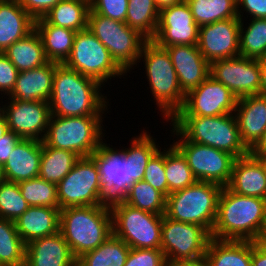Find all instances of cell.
<instances>
[{"instance_id": "obj_43", "label": "cell", "mask_w": 266, "mask_h": 266, "mask_svg": "<svg viewBox=\"0 0 266 266\" xmlns=\"http://www.w3.org/2000/svg\"><path fill=\"white\" fill-rule=\"evenodd\" d=\"M143 180L154 189L168 196V182L165 174V150H158L148 161Z\"/></svg>"}, {"instance_id": "obj_38", "label": "cell", "mask_w": 266, "mask_h": 266, "mask_svg": "<svg viewBox=\"0 0 266 266\" xmlns=\"http://www.w3.org/2000/svg\"><path fill=\"white\" fill-rule=\"evenodd\" d=\"M165 174L168 182V195L197 182L186 158L173 144L165 150Z\"/></svg>"}, {"instance_id": "obj_57", "label": "cell", "mask_w": 266, "mask_h": 266, "mask_svg": "<svg viewBox=\"0 0 266 266\" xmlns=\"http://www.w3.org/2000/svg\"><path fill=\"white\" fill-rule=\"evenodd\" d=\"M4 181L3 166L0 163V182Z\"/></svg>"}, {"instance_id": "obj_21", "label": "cell", "mask_w": 266, "mask_h": 266, "mask_svg": "<svg viewBox=\"0 0 266 266\" xmlns=\"http://www.w3.org/2000/svg\"><path fill=\"white\" fill-rule=\"evenodd\" d=\"M234 113L241 141L250 151L266 129V95L254 94L239 98Z\"/></svg>"}, {"instance_id": "obj_30", "label": "cell", "mask_w": 266, "mask_h": 266, "mask_svg": "<svg viewBox=\"0 0 266 266\" xmlns=\"http://www.w3.org/2000/svg\"><path fill=\"white\" fill-rule=\"evenodd\" d=\"M35 30L41 37L47 60L64 64L71 54L77 32L50 23H35Z\"/></svg>"}, {"instance_id": "obj_31", "label": "cell", "mask_w": 266, "mask_h": 266, "mask_svg": "<svg viewBox=\"0 0 266 266\" xmlns=\"http://www.w3.org/2000/svg\"><path fill=\"white\" fill-rule=\"evenodd\" d=\"M4 54L19 72L40 67L48 62L41 37L35 29L9 46Z\"/></svg>"}, {"instance_id": "obj_4", "label": "cell", "mask_w": 266, "mask_h": 266, "mask_svg": "<svg viewBox=\"0 0 266 266\" xmlns=\"http://www.w3.org/2000/svg\"><path fill=\"white\" fill-rule=\"evenodd\" d=\"M235 113L219 116H174V127L186 140L226 151L236 158L249 154L242 143Z\"/></svg>"}, {"instance_id": "obj_8", "label": "cell", "mask_w": 266, "mask_h": 266, "mask_svg": "<svg viewBox=\"0 0 266 266\" xmlns=\"http://www.w3.org/2000/svg\"><path fill=\"white\" fill-rule=\"evenodd\" d=\"M113 235L130 248H161L163 215L134 208L123 201L109 205Z\"/></svg>"}, {"instance_id": "obj_41", "label": "cell", "mask_w": 266, "mask_h": 266, "mask_svg": "<svg viewBox=\"0 0 266 266\" xmlns=\"http://www.w3.org/2000/svg\"><path fill=\"white\" fill-rule=\"evenodd\" d=\"M20 192L29 206L59 208L57 185L40 177L18 183Z\"/></svg>"}, {"instance_id": "obj_48", "label": "cell", "mask_w": 266, "mask_h": 266, "mask_svg": "<svg viewBox=\"0 0 266 266\" xmlns=\"http://www.w3.org/2000/svg\"><path fill=\"white\" fill-rule=\"evenodd\" d=\"M240 7H244L243 10H246V13H249L248 15H251V17L253 16L252 18H266V0H237L238 18L242 20L243 15L240 13L243 12L239 9Z\"/></svg>"}, {"instance_id": "obj_26", "label": "cell", "mask_w": 266, "mask_h": 266, "mask_svg": "<svg viewBox=\"0 0 266 266\" xmlns=\"http://www.w3.org/2000/svg\"><path fill=\"white\" fill-rule=\"evenodd\" d=\"M18 234L25 244L59 232L60 209L44 206H29L15 220Z\"/></svg>"}, {"instance_id": "obj_3", "label": "cell", "mask_w": 266, "mask_h": 266, "mask_svg": "<svg viewBox=\"0 0 266 266\" xmlns=\"http://www.w3.org/2000/svg\"><path fill=\"white\" fill-rule=\"evenodd\" d=\"M59 232L73 256L96 249L112 234V215L108 204L67 207L60 210Z\"/></svg>"}, {"instance_id": "obj_49", "label": "cell", "mask_w": 266, "mask_h": 266, "mask_svg": "<svg viewBox=\"0 0 266 266\" xmlns=\"http://www.w3.org/2000/svg\"><path fill=\"white\" fill-rule=\"evenodd\" d=\"M21 139L11 130L0 138V163L2 166L6 163L12 150Z\"/></svg>"}, {"instance_id": "obj_53", "label": "cell", "mask_w": 266, "mask_h": 266, "mask_svg": "<svg viewBox=\"0 0 266 266\" xmlns=\"http://www.w3.org/2000/svg\"><path fill=\"white\" fill-rule=\"evenodd\" d=\"M183 0H155L156 5L159 9L165 8L167 6H172L174 4H178Z\"/></svg>"}, {"instance_id": "obj_22", "label": "cell", "mask_w": 266, "mask_h": 266, "mask_svg": "<svg viewBox=\"0 0 266 266\" xmlns=\"http://www.w3.org/2000/svg\"><path fill=\"white\" fill-rule=\"evenodd\" d=\"M226 187L240 195L266 199L265 159L255 158L250 153L236 158Z\"/></svg>"}, {"instance_id": "obj_28", "label": "cell", "mask_w": 266, "mask_h": 266, "mask_svg": "<svg viewBox=\"0 0 266 266\" xmlns=\"http://www.w3.org/2000/svg\"><path fill=\"white\" fill-rule=\"evenodd\" d=\"M252 241L211 238L204 262L208 266H252Z\"/></svg>"}, {"instance_id": "obj_27", "label": "cell", "mask_w": 266, "mask_h": 266, "mask_svg": "<svg viewBox=\"0 0 266 266\" xmlns=\"http://www.w3.org/2000/svg\"><path fill=\"white\" fill-rule=\"evenodd\" d=\"M35 29V20L17 0H0V52Z\"/></svg>"}, {"instance_id": "obj_10", "label": "cell", "mask_w": 266, "mask_h": 266, "mask_svg": "<svg viewBox=\"0 0 266 266\" xmlns=\"http://www.w3.org/2000/svg\"><path fill=\"white\" fill-rule=\"evenodd\" d=\"M211 233L204 227L175 221L163 215L161 250L168 266L204 260Z\"/></svg>"}, {"instance_id": "obj_52", "label": "cell", "mask_w": 266, "mask_h": 266, "mask_svg": "<svg viewBox=\"0 0 266 266\" xmlns=\"http://www.w3.org/2000/svg\"><path fill=\"white\" fill-rule=\"evenodd\" d=\"M261 75V94L266 95V56L258 59Z\"/></svg>"}, {"instance_id": "obj_45", "label": "cell", "mask_w": 266, "mask_h": 266, "mask_svg": "<svg viewBox=\"0 0 266 266\" xmlns=\"http://www.w3.org/2000/svg\"><path fill=\"white\" fill-rule=\"evenodd\" d=\"M128 0H90V11L104 17L125 22Z\"/></svg>"}, {"instance_id": "obj_13", "label": "cell", "mask_w": 266, "mask_h": 266, "mask_svg": "<svg viewBox=\"0 0 266 266\" xmlns=\"http://www.w3.org/2000/svg\"><path fill=\"white\" fill-rule=\"evenodd\" d=\"M59 209L104 205L100 197V176L91 156L80 157L71 171L57 184Z\"/></svg>"}, {"instance_id": "obj_50", "label": "cell", "mask_w": 266, "mask_h": 266, "mask_svg": "<svg viewBox=\"0 0 266 266\" xmlns=\"http://www.w3.org/2000/svg\"><path fill=\"white\" fill-rule=\"evenodd\" d=\"M252 266H266V245L260 241H252Z\"/></svg>"}, {"instance_id": "obj_20", "label": "cell", "mask_w": 266, "mask_h": 266, "mask_svg": "<svg viewBox=\"0 0 266 266\" xmlns=\"http://www.w3.org/2000/svg\"><path fill=\"white\" fill-rule=\"evenodd\" d=\"M177 73L181 90L187 94L210 75V63L197 45H172L165 47Z\"/></svg>"}, {"instance_id": "obj_36", "label": "cell", "mask_w": 266, "mask_h": 266, "mask_svg": "<svg viewBox=\"0 0 266 266\" xmlns=\"http://www.w3.org/2000/svg\"><path fill=\"white\" fill-rule=\"evenodd\" d=\"M25 253L15 221L0 218V266H25Z\"/></svg>"}, {"instance_id": "obj_32", "label": "cell", "mask_w": 266, "mask_h": 266, "mask_svg": "<svg viewBox=\"0 0 266 266\" xmlns=\"http://www.w3.org/2000/svg\"><path fill=\"white\" fill-rule=\"evenodd\" d=\"M79 158L80 156L74 152L48 147L42 141L39 177L57 185L67 176Z\"/></svg>"}, {"instance_id": "obj_5", "label": "cell", "mask_w": 266, "mask_h": 266, "mask_svg": "<svg viewBox=\"0 0 266 266\" xmlns=\"http://www.w3.org/2000/svg\"><path fill=\"white\" fill-rule=\"evenodd\" d=\"M144 58L150 90L166 120H171L183 107L186 94L181 90L177 73L166 48L147 40L139 56Z\"/></svg>"}, {"instance_id": "obj_37", "label": "cell", "mask_w": 266, "mask_h": 266, "mask_svg": "<svg viewBox=\"0 0 266 266\" xmlns=\"http://www.w3.org/2000/svg\"><path fill=\"white\" fill-rule=\"evenodd\" d=\"M131 145L124 149L125 158L130 161L131 180L134 182L143 180L148 161L159 150L158 145L147 132L134 137Z\"/></svg>"}, {"instance_id": "obj_42", "label": "cell", "mask_w": 266, "mask_h": 266, "mask_svg": "<svg viewBox=\"0 0 266 266\" xmlns=\"http://www.w3.org/2000/svg\"><path fill=\"white\" fill-rule=\"evenodd\" d=\"M28 207L18 183L5 180L0 182V218L15 221Z\"/></svg>"}, {"instance_id": "obj_14", "label": "cell", "mask_w": 266, "mask_h": 266, "mask_svg": "<svg viewBox=\"0 0 266 266\" xmlns=\"http://www.w3.org/2000/svg\"><path fill=\"white\" fill-rule=\"evenodd\" d=\"M100 176V197L105 204L123 201L131 186L130 161L124 156V149L114 150L101 142L99 148L91 155Z\"/></svg>"}, {"instance_id": "obj_12", "label": "cell", "mask_w": 266, "mask_h": 266, "mask_svg": "<svg viewBox=\"0 0 266 266\" xmlns=\"http://www.w3.org/2000/svg\"><path fill=\"white\" fill-rule=\"evenodd\" d=\"M173 132L181 139L173 145L188 162L197 181L213 182L226 187L231 179L236 157L226 151L186 140L174 127Z\"/></svg>"}, {"instance_id": "obj_29", "label": "cell", "mask_w": 266, "mask_h": 266, "mask_svg": "<svg viewBox=\"0 0 266 266\" xmlns=\"http://www.w3.org/2000/svg\"><path fill=\"white\" fill-rule=\"evenodd\" d=\"M90 0H61L35 23H50L76 32L87 29Z\"/></svg>"}, {"instance_id": "obj_1", "label": "cell", "mask_w": 266, "mask_h": 266, "mask_svg": "<svg viewBox=\"0 0 266 266\" xmlns=\"http://www.w3.org/2000/svg\"><path fill=\"white\" fill-rule=\"evenodd\" d=\"M266 227V199L244 196L223 187L211 237L260 241Z\"/></svg>"}, {"instance_id": "obj_16", "label": "cell", "mask_w": 266, "mask_h": 266, "mask_svg": "<svg viewBox=\"0 0 266 266\" xmlns=\"http://www.w3.org/2000/svg\"><path fill=\"white\" fill-rule=\"evenodd\" d=\"M210 76L223 83L238 99L261 94L258 59L237 56L213 61Z\"/></svg>"}, {"instance_id": "obj_11", "label": "cell", "mask_w": 266, "mask_h": 266, "mask_svg": "<svg viewBox=\"0 0 266 266\" xmlns=\"http://www.w3.org/2000/svg\"><path fill=\"white\" fill-rule=\"evenodd\" d=\"M64 64L103 86L109 78L126 74L89 29L76 33L71 54Z\"/></svg>"}, {"instance_id": "obj_6", "label": "cell", "mask_w": 266, "mask_h": 266, "mask_svg": "<svg viewBox=\"0 0 266 266\" xmlns=\"http://www.w3.org/2000/svg\"><path fill=\"white\" fill-rule=\"evenodd\" d=\"M222 188L213 182L197 181L184 189L171 192L166 197L165 215L175 221L202 226L211 233Z\"/></svg>"}, {"instance_id": "obj_19", "label": "cell", "mask_w": 266, "mask_h": 266, "mask_svg": "<svg viewBox=\"0 0 266 266\" xmlns=\"http://www.w3.org/2000/svg\"><path fill=\"white\" fill-rule=\"evenodd\" d=\"M240 19L230 18L199 27L198 49L209 62L240 56Z\"/></svg>"}, {"instance_id": "obj_44", "label": "cell", "mask_w": 266, "mask_h": 266, "mask_svg": "<svg viewBox=\"0 0 266 266\" xmlns=\"http://www.w3.org/2000/svg\"><path fill=\"white\" fill-rule=\"evenodd\" d=\"M124 266H168L161 249L130 248Z\"/></svg>"}, {"instance_id": "obj_9", "label": "cell", "mask_w": 266, "mask_h": 266, "mask_svg": "<svg viewBox=\"0 0 266 266\" xmlns=\"http://www.w3.org/2000/svg\"><path fill=\"white\" fill-rule=\"evenodd\" d=\"M87 29L109 50L111 57L126 73L141 60L139 56L147 39L125 22L89 11Z\"/></svg>"}, {"instance_id": "obj_39", "label": "cell", "mask_w": 266, "mask_h": 266, "mask_svg": "<svg viewBox=\"0 0 266 266\" xmlns=\"http://www.w3.org/2000/svg\"><path fill=\"white\" fill-rule=\"evenodd\" d=\"M123 202L157 215H164L166 212V197L144 180L137 181L130 187Z\"/></svg>"}, {"instance_id": "obj_7", "label": "cell", "mask_w": 266, "mask_h": 266, "mask_svg": "<svg viewBox=\"0 0 266 266\" xmlns=\"http://www.w3.org/2000/svg\"><path fill=\"white\" fill-rule=\"evenodd\" d=\"M102 116L62 117L51 115L43 142L48 147L91 156L103 138Z\"/></svg>"}, {"instance_id": "obj_24", "label": "cell", "mask_w": 266, "mask_h": 266, "mask_svg": "<svg viewBox=\"0 0 266 266\" xmlns=\"http://www.w3.org/2000/svg\"><path fill=\"white\" fill-rule=\"evenodd\" d=\"M42 141L21 139L3 165L4 180L19 183L39 177Z\"/></svg>"}, {"instance_id": "obj_40", "label": "cell", "mask_w": 266, "mask_h": 266, "mask_svg": "<svg viewBox=\"0 0 266 266\" xmlns=\"http://www.w3.org/2000/svg\"><path fill=\"white\" fill-rule=\"evenodd\" d=\"M251 20L245 31L243 20H240V56L259 59L266 56V18H252Z\"/></svg>"}, {"instance_id": "obj_23", "label": "cell", "mask_w": 266, "mask_h": 266, "mask_svg": "<svg viewBox=\"0 0 266 266\" xmlns=\"http://www.w3.org/2000/svg\"><path fill=\"white\" fill-rule=\"evenodd\" d=\"M64 236L58 232L34 239L26 244L25 266H76Z\"/></svg>"}, {"instance_id": "obj_51", "label": "cell", "mask_w": 266, "mask_h": 266, "mask_svg": "<svg viewBox=\"0 0 266 266\" xmlns=\"http://www.w3.org/2000/svg\"><path fill=\"white\" fill-rule=\"evenodd\" d=\"M255 158L266 159V129L256 145L249 151Z\"/></svg>"}, {"instance_id": "obj_35", "label": "cell", "mask_w": 266, "mask_h": 266, "mask_svg": "<svg viewBox=\"0 0 266 266\" xmlns=\"http://www.w3.org/2000/svg\"><path fill=\"white\" fill-rule=\"evenodd\" d=\"M198 26L238 18L237 0H186Z\"/></svg>"}, {"instance_id": "obj_33", "label": "cell", "mask_w": 266, "mask_h": 266, "mask_svg": "<svg viewBox=\"0 0 266 266\" xmlns=\"http://www.w3.org/2000/svg\"><path fill=\"white\" fill-rule=\"evenodd\" d=\"M130 247L113 234L96 249L77 259L78 266H124Z\"/></svg>"}, {"instance_id": "obj_46", "label": "cell", "mask_w": 266, "mask_h": 266, "mask_svg": "<svg viewBox=\"0 0 266 266\" xmlns=\"http://www.w3.org/2000/svg\"><path fill=\"white\" fill-rule=\"evenodd\" d=\"M18 69L11 63L8 57L0 52V91L9 96L15 86Z\"/></svg>"}, {"instance_id": "obj_47", "label": "cell", "mask_w": 266, "mask_h": 266, "mask_svg": "<svg viewBox=\"0 0 266 266\" xmlns=\"http://www.w3.org/2000/svg\"><path fill=\"white\" fill-rule=\"evenodd\" d=\"M25 11L34 19L43 18L61 0H17Z\"/></svg>"}, {"instance_id": "obj_34", "label": "cell", "mask_w": 266, "mask_h": 266, "mask_svg": "<svg viewBox=\"0 0 266 266\" xmlns=\"http://www.w3.org/2000/svg\"><path fill=\"white\" fill-rule=\"evenodd\" d=\"M128 3L125 23L147 40H153L160 12L155 0H128Z\"/></svg>"}, {"instance_id": "obj_56", "label": "cell", "mask_w": 266, "mask_h": 266, "mask_svg": "<svg viewBox=\"0 0 266 266\" xmlns=\"http://www.w3.org/2000/svg\"><path fill=\"white\" fill-rule=\"evenodd\" d=\"M260 242H261L262 244L266 245V227H265V230H264V232H263V235H262V237H261V239H260Z\"/></svg>"}, {"instance_id": "obj_17", "label": "cell", "mask_w": 266, "mask_h": 266, "mask_svg": "<svg viewBox=\"0 0 266 266\" xmlns=\"http://www.w3.org/2000/svg\"><path fill=\"white\" fill-rule=\"evenodd\" d=\"M199 26L186 1L160 9L153 38L159 46L197 45Z\"/></svg>"}, {"instance_id": "obj_15", "label": "cell", "mask_w": 266, "mask_h": 266, "mask_svg": "<svg viewBox=\"0 0 266 266\" xmlns=\"http://www.w3.org/2000/svg\"><path fill=\"white\" fill-rule=\"evenodd\" d=\"M238 98L221 82L208 76L190 90L175 116H219L235 112Z\"/></svg>"}, {"instance_id": "obj_54", "label": "cell", "mask_w": 266, "mask_h": 266, "mask_svg": "<svg viewBox=\"0 0 266 266\" xmlns=\"http://www.w3.org/2000/svg\"><path fill=\"white\" fill-rule=\"evenodd\" d=\"M9 131V127L7 125V120L4 114L0 113V138Z\"/></svg>"}, {"instance_id": "obj_18", "label": "cell", "mask_w": 266, "mask_h": 266, "mask_svg": "<svg viewBox=\"0 0 266 266\" xmlns=\"http://www.w3.org/2000/svg\"><path fill=\"white\" fill-rule=\"evenodd\" d=\"M8 100L10 102L6 104L9 105L1 107V112L7 120L9 130L22 139L43 141L51 117L49 102H23L9 98Z\"/></svg>"}, {"instance_id": "obj_55", "label": "cell", "mask_w": 266, "mask_h": 266, "mask_svg": "<svg viewBox=\"0 0 266 266\" xmlns=\"http://www.w3.org/2000/svg\"><path fill=\"white\" fill-rule=\"evenodd\" d=\"M170 266H208V265L203 260L197 263H179V264H173Z\"/></svg>"}, {"instance_id": "obj_2", "label": "cell", "mask_w": 266, "mask_h": 266, "mask_svg": "<svg viewBox=\"0 0 266 266\" xmlns=\"http://www.w3.org/2000/svg\"><path fill=\"white\" fill-rule=\"evenodd\" d=\"M101 84L78 71L57 64L53 77V90L49 100L54 116H102L108 108L100 92Z\"/></svg>"}, {"instance_id": "obj_25", "label": "cell", "mask_w": 266, "mask_h": 266, "mask_svg": "<svg viewBox=\"0 0 266 266\" xmlns=\"http://www.w3.org/2000/svg\"><path fill=\"white\" fill-rule=\"evenodd\" d=\"M58 63L46 64L31 70L19 72L15 86L9 95L10 99L23 102H49L53 90V77Z\"/></svg>"}]
</instances>
